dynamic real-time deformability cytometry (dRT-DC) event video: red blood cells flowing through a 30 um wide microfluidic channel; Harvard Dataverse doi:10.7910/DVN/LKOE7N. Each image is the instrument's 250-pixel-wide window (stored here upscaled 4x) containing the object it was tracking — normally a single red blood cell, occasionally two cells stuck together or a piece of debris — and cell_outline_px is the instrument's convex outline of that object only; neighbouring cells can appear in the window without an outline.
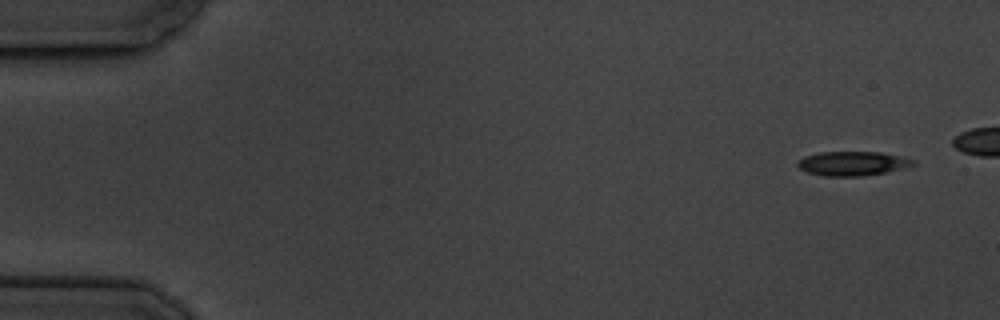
{"species": "common noctule bat (a hibernating species)", "species_latin": "Nyctalus noctula", "temperature_condition": "cold", "stored_images_in_passage": 6, "camera_frame_rate_fps": 3000, "um_per_image_px": 0.085, "animal": {"sex": "male", "body_mass_g": 19.5, "forearm_length_mm": 54.6}, "frame": {"image": 1, "passage_image": 1, "time_ms": 0.0, "image_size_px": [1000, 320], "cell_outline_px": [[916, 164], [884, 172], [864, 176], [824, 176], [808, 172], [800, 168], [796, 164], [796, 160], [804, 156], [820, 152], [880, 152], [900, 156], [916, 160]], "centroid_in_image_um": [72.42, 13.89], "position_along_channel_um": 12.6, "area_um2": 16.24}}